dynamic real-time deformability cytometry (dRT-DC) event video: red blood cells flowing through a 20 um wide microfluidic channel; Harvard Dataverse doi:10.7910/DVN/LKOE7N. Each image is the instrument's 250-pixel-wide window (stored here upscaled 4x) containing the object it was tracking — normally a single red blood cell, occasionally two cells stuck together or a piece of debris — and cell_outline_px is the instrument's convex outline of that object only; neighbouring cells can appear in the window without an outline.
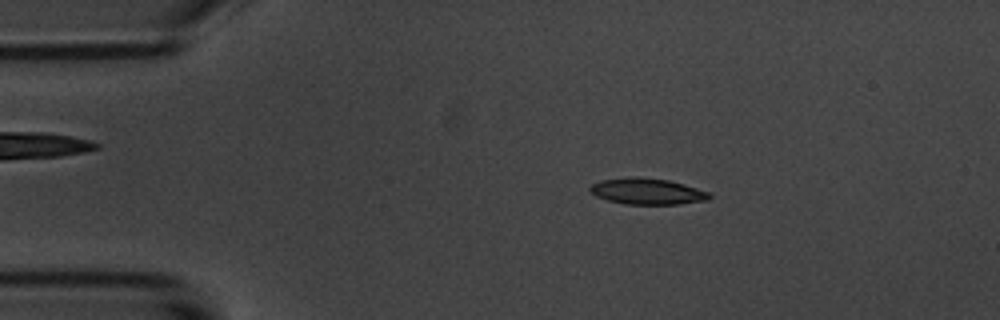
{"species": "common noctule bat (a hibernating species)", "species_latin": "Nyctalus noctula", "temperature_condition": "room temperature", "stored_images_in_passage": 4, "camera_frame_rate_fps": 3000, "um_per_image_px": 0.085, "animal": {"sex": "male", "body_mass_g": 20.1, "forearm_length_mm": 53.5}, "frame": {"image": 1, "passage_image": 2, "time_ms": 1.333, "image_size_px": [1000, 320], "cell_outline_px": [[712, 196], [708, 200], [680, 204], [624, 204], [608, 200], [596, 196], [588, 188], [592, 184], [600, 180], [632, 176], [668, 180], [684, 184], [712, 192]], "centroid_in_image_um": [55.05, 16.26], "position_along_channel_um": 30.0, "area_um2": 18.32}}
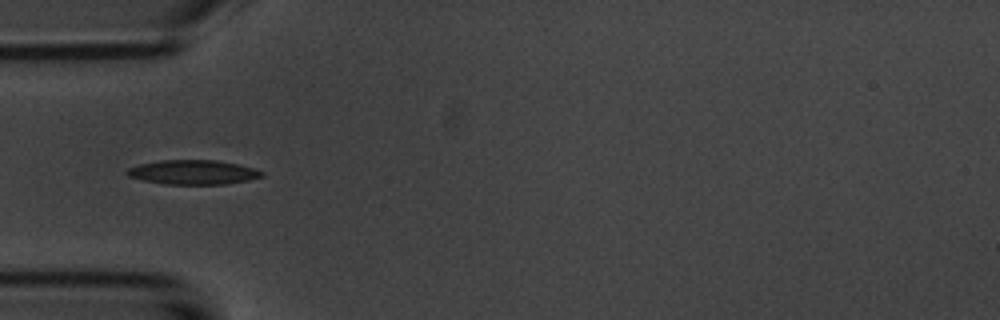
{"frame": {"image": 2, "passage_image": 4, "time_ms": 3.667, "image_size_px": [1000, 320], "cell_outline_px": [[264, 176], [248, 180], [224, 184], [164, 184], [144, 180], [128, 176], [124, 172], [128, 168], [140, 164], [160, 160], [216, 160], [236, 164], [252, 168], [264, 172]], "centroid_in_image_um": [16.39, 14.64], "position_along_channel_um": 68.6, "area_um2": 19.02}}